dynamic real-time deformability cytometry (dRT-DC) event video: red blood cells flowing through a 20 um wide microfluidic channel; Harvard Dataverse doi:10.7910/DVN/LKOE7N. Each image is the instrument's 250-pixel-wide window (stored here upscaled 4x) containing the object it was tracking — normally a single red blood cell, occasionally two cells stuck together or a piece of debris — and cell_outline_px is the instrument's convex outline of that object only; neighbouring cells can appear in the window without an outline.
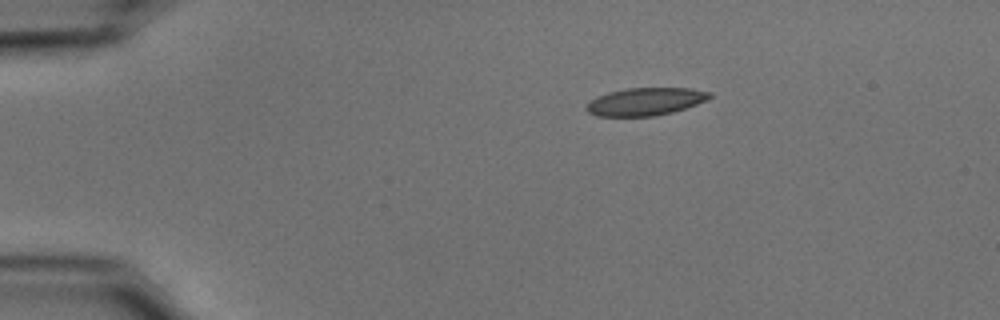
{"species": "common noctule bat (a hibernating species)", "species_latin": "Nyctalus noctula", "temperature_condition": "cold", "stored_images_in_passage": 45, "camera_frame_rate_fps": 3000, "um_per_image_px": 0.085, "animal": {"sex": "male", "body_mass_g": 15.6}, "frame": {"image": 1, "passage_image": 1, "time_ms": 0.0, "image_size_px": [1000, 320], "cell_outline_px": [[712, 96], [696, 104], [672, 112], [652, 116], [596, 116], [588, 112], [584, 108], [596, 96], [608, 92], [624, 88], [692, 88], [712, 92]], "centroid_in_image_um": [54.83, 8.62], "position_along_channel_um": 30.2, "area_um2": 19.83}}
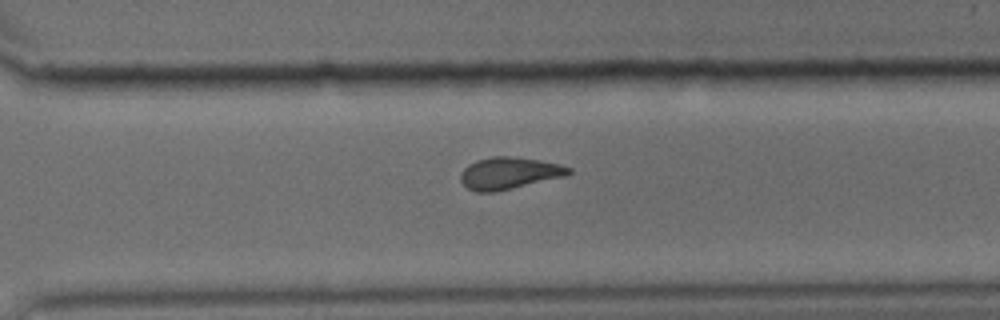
{"frame": {"image": 2, "passage_image": 30, "time_ms": 9.667, "image_size_px": [1000, 320], "cell_outline_px": [[572, 172], [564, 176], [492, 192], [476, 192], [468, 188], [460, 180], [460, 172], [468, 164], [476, 160], [492, 156], [512, 156], [540, 160], [560, 164], [572, 168]], "centroid_in_image_um": [43.24, 14.7], "position_along_channel_um": 327.4, "area_um2": 19.94}}
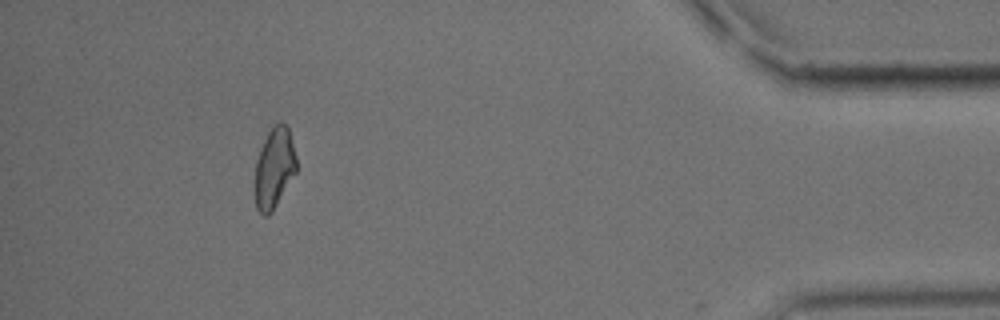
{"frame": {"image": 3, "passage_image": 41, "time_ms": 13.333, "image_size_px": [1000, 320], "cell_outline_px": [[296, 172], [272, 212], [268, 216], [264, 216], [256, 208], [256, 160], [260, 148], [272, 124], [280, 120], [288, 128], [296, 156]], "centroid_in_image_um": [23.32, 14.25], "position_along_channel_um": 411.9, "area_um2": 19.31}, "authors_computed_cell_mechanics": {"area_um2": 20.1144, "velocity_mm_per_s": 3.7003, "shape_relaxation_time_tau1_ms": 11.0635, "shape_relaxation_time_tau2_ms": 2.7579, "deformation_change_tau1": 0.2316, "deformation_change_tau2": 0.0942}}